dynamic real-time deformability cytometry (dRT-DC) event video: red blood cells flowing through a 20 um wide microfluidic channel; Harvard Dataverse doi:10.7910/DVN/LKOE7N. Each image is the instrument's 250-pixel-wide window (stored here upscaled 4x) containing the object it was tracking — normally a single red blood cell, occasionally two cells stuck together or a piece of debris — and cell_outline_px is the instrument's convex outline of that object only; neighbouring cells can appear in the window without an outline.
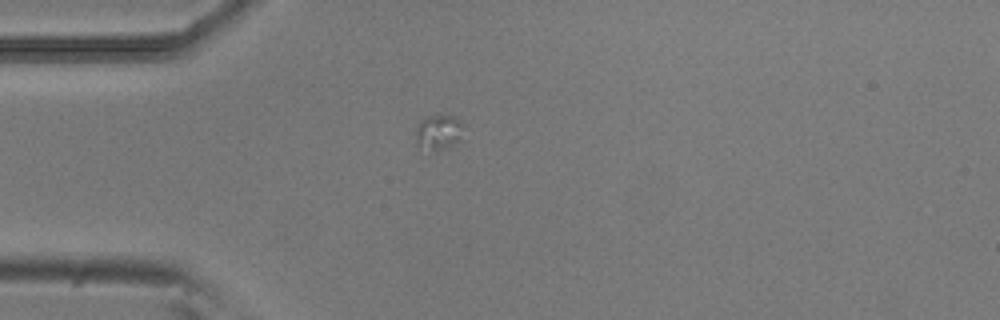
{"species": "common noctule bat (a hibernating species)", "species_latin": "Nyctalus noctula", "temperature_condition": "room temperature", "stored_images_in_passage": 7, "camera_frame_rate_fps": 3000, "um_per_image_px": 0.085, "animal": {"sex": "male", "body_mass_g": 20.5, "forearm_length_mm": 52.5}, "frame": {"image": 1, "passage_image": 1, "time_ms": 0.0, "image_size_px": [1000, 320], "cell_outline_px": [[464, 124], [460, 140], [448, 148], [416, 148], [416, 128], [420, 120], [424, 116], [436, 112], [444, 112], [456, 116]], "centroid_in_image_um": [37.28, 11.13], "position_along_channel_um": 47.7, "area_um2": 10.35}}